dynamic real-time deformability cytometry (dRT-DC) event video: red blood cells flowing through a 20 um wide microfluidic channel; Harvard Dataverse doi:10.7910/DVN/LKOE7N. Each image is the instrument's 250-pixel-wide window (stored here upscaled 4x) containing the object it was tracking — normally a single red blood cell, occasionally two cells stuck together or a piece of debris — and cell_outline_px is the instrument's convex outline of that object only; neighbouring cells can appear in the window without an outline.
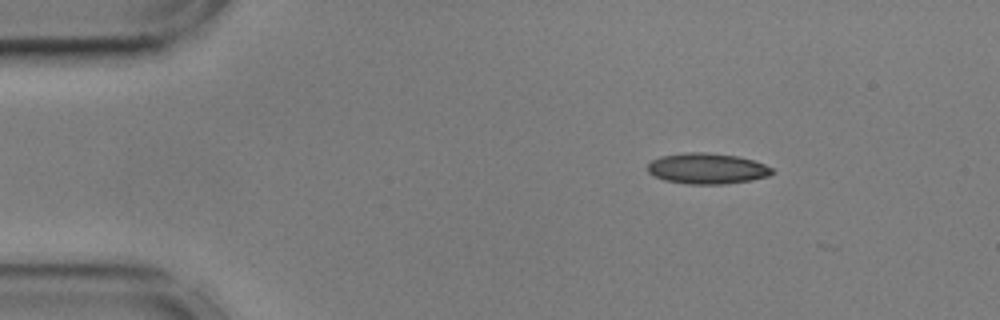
{"species": "common noctule bat (a hibernating species)", "species_latin": "Nyctalus noctula", "temperature_condition": "cold", "stored_images_in_passage": 12, "camera_frame_rate_fps": 3000, "um_per_image_px": 0.085, "animal": {"sex": "male", "body_mass_g": 17.9, "forearm_length_mm": 54.2}, "frame": {"image": 1, "passage_image": 7, "time_ms": 2.0, "image_size_px": [1000, 320], "cell_outline_px": [[776, 172], [768, 176], [752, 180], [724, 184], [684, 184], [664, 180], [648, 172], [648, 164], [652, 160], [660, 156], [688, 152], [704, 152], [736, 156], [752, 160], [764, 164], [772, 168]], "centroid_in_image_um": [60.11, 14.33], "position_along_channel_um": 24.9, "area_um2": 22.31}}